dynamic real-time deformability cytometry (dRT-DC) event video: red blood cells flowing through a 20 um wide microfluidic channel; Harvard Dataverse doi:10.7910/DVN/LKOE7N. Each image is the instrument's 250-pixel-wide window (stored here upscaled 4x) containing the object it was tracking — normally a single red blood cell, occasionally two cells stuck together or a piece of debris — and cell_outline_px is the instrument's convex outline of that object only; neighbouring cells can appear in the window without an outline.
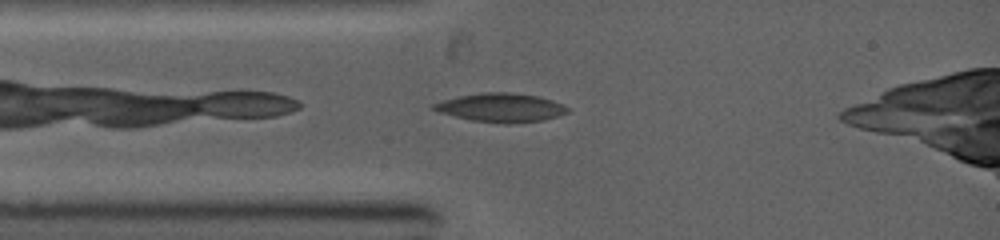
{"species": "common noctule bat (a hibernating species)", "species_latin": "Nyctalus noctula", "temperature_condition": "warm", "stored_images_in_passage": 25, "camera_frame_rate_fps": 5000, "um_per_image_px": 0.085, "animal": {"sex": "female", "body_mass_g": 19.0, "forearm_length_mm": 53.3}, "frame": {"image": 1, "passage_image": 4, "time_ms": 0.4, "image_size_px": [1000, 240], "cell_outline_px": [[568, 112], [544, 120], [512, 124], [504, 124], [472, 120], [440, 112], [432, 108], [432, 104], [444, 100], [460, 96], [480, 92], [508, 92], [536, 96], [552, 100], [568, 108]], "centroid_in_image_um": [42.58, 9.15], "position_along_channel_um": 42.4, "area_um2": 22.14}}
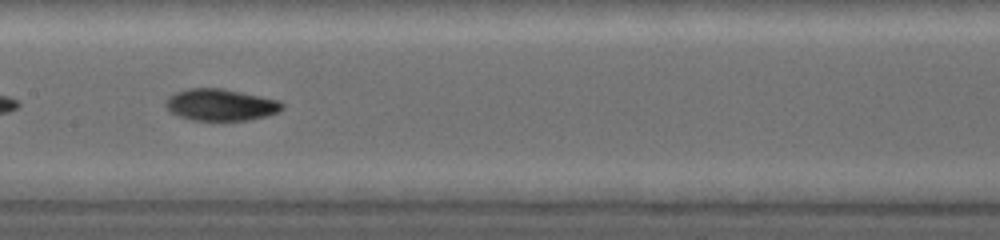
{"frame": {"image": 2, "passage_image": 16, "time_ms": 3.6, "image_size_px": [1000, 240], "cell_outline_px": [[284, 108], [276, 112], [264, 116], [248, 120], [192, 120], [180, 116], [172, 112], [164, 104], [164, 100], [168, 96], [176, 92], [188, 88], [220, 88], [280, 100], [284, 104]], "centroid_in_image_um": [18.74, 8.9], "position_along_channel_um": 188.7, "area_um2": 21.39}}
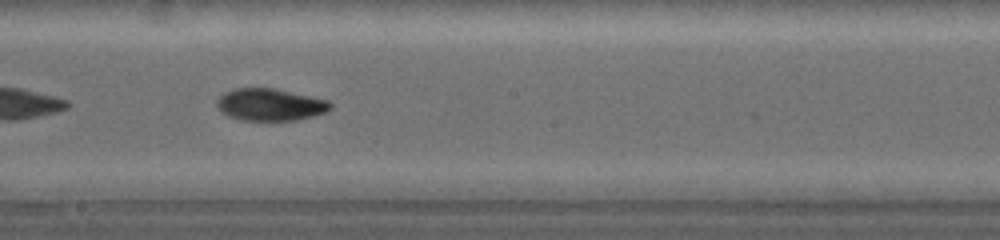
{"frame": {"image": 3, "passage_image": 18, "time_ms": 4.4, "image_size_px": [1000, 240], "cell_outline_px": [[332, 108], [324, 112], [312, 116], [296, 120], [240, 120], [228, 116], [220, 112], [216, 104], [216, 100], [224, 92], [232, 88], [272, 88], [328, 100], [332, 104]], "centroid_in_image_um": [22.91, 8.89], "position_along_channel_um": 225.3, "area_um2": 21.21}}